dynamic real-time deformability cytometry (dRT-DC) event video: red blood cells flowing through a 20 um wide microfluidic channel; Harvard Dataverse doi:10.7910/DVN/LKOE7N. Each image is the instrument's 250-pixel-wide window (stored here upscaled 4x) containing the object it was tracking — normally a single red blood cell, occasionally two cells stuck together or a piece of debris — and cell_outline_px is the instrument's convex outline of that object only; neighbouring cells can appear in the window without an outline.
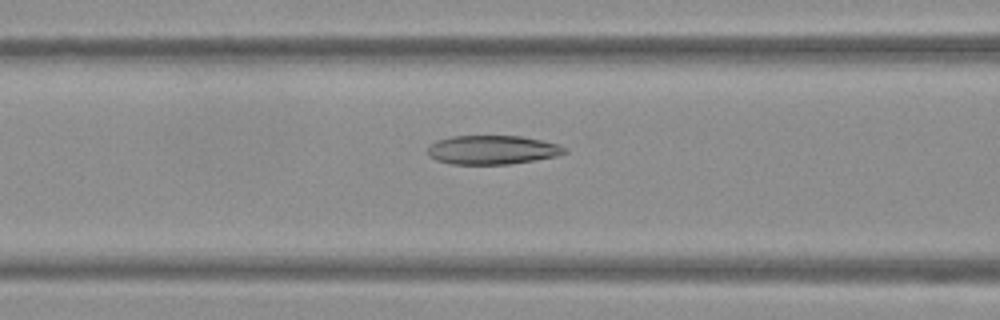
{"species": "Egyptian fruit bat (a non-hibernating species)", "species_latin": "Rousettus aegyptiacus", "temperature_condition": "warm", "stored_images_in_passage": 34, "camera_frame_rate_fps": 3000, "um_per_image_px": 0.085, "frame": {"image": 1, "passage_image": 6, "time_ms": 1.667, "image_size_px": [1000, 320], "cell_outline_px": [[568, 152], [556, 156], [508, 164], [452, 164], [436, 160], [428, 156], [428, 144], [436, 140], [452, 136], [520, 136], [540, 140], [556, 144], [568, 148]], "centroid_in_image_um": [41.8, 12.73], "position_along_channel_um": 124.8, "area_um2": 23.06}}
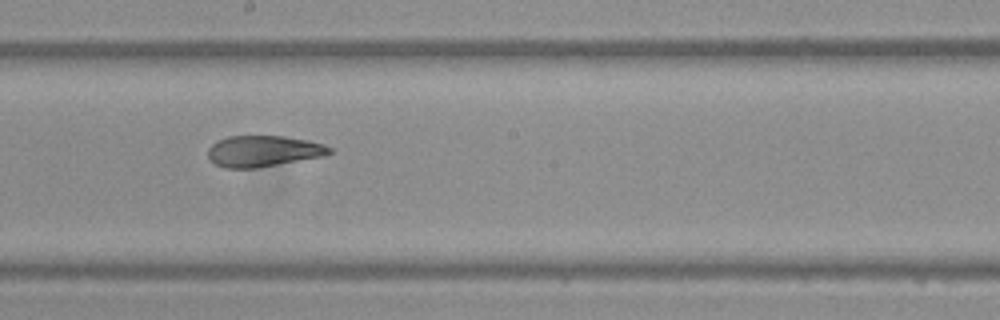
{"frame": {"image": 2, "passage_image": 14, "time_ms": 4.333, "image_size_px": [1000, 320], "cell_outline_px": [[332, 152], [324, 156], [256, 168], [224, 168], [216, 164], [208, 156], [208, 148], [216, 140], [228, 136], [284, 136], [308, 140], [324, 144], [332, 148]], "centroid_in_image_um": [22.38, 12.84], "position_along_channel_um": 225.8, "area_um2": 22.08}}
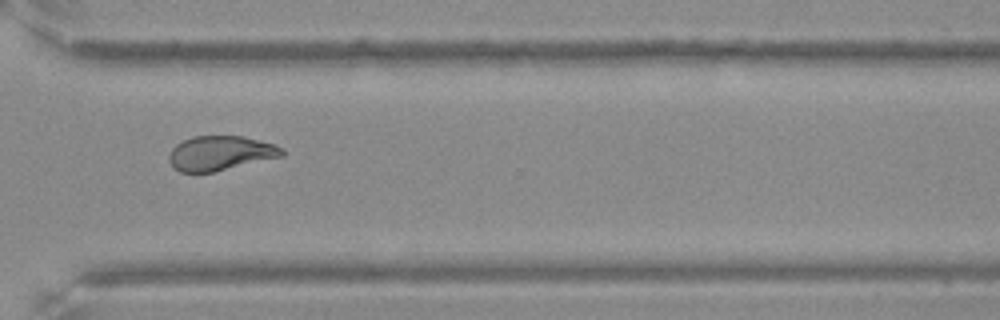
{"frame": {"image": 3, "passage_image": 24, "time_ms": 7.667, "image_size_px": [1000, 320], "cell_outline_px": [[284, 156], [212, 172], [180, 172], [172, 168], [168, 160], [168, 156], [172, 148], [176, 144], [192, 136], [244, 136], [276, 144], [284, 148]], "centroid_in_image_um": [18.73, 13.01], "position_along_channel_um": 351.9, "area_um2": 22.95}, "authors_computed_cell_mechanics": {"area_um2": 23.1778, "velocity_mm_per_s": 3.787, "shape_relaxation_time_tau1_ms": null, "shape_relaxation_time_tau2_ms": 2.7927, "deformation_change_tau1": null, "deformation_change_tau2": 0.0995}}